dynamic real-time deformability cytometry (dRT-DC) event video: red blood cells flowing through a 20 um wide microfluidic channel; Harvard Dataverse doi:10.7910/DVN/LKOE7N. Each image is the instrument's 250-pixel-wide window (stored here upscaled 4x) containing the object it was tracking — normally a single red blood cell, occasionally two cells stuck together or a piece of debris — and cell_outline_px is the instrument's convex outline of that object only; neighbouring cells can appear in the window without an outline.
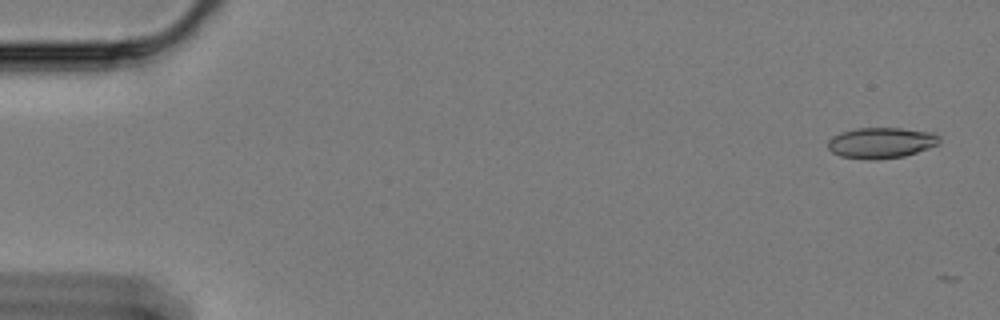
{"species": "Egyptian fruit bat (a non-hibernating species)", "species_latin": "Rousettus aegyptiacus", "temperature_condition": "cold", "stored_images_in_passage": 3, "camera_frame_rate_fps": 3000, "um_per_image_px": 0.085, "animal": {"sex": "female"}, "frame": {"image": 1, "passage_image": 1, "time_ms": 0.0, "image_size_px": [1000, 320], "cell_outline_px": [[940, 140], [936, 144], [928, 148], [904, 156], [872, 160], [840, 156], [832, 152], [828, 148], [828, 140], [832, 136], [840, 132], [856, 128], [900, 128], [932, 132], [940, 136]], "centroid_in_image_um": [74.86, 12.13], "position_along_channel_um": 10.1, "area_um2": 19.94}}